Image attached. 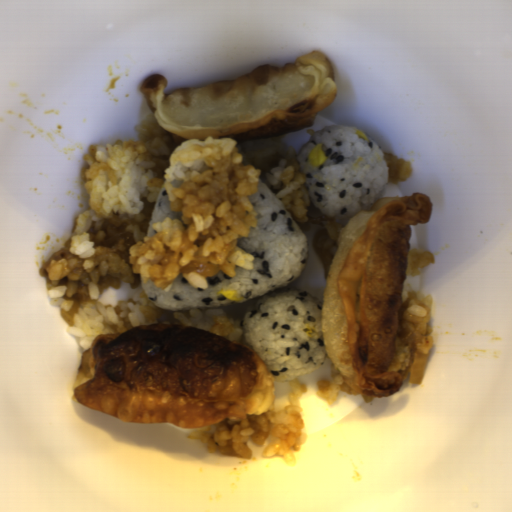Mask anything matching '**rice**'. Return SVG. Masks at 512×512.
<instances>
[{"mask_svg": "<svg viewBox=\"0 0 512 512\" xmlns=\"http://www.w3.org/2000/svg\"><path fill=\"white\" fill-rule=\"evenodd\" d=\"M435 264V257L430 250L413 247L408 252L406 277H416L424 267Z\"/></svg>", "mask_w": 512, "mask_h": 512, "instance_id": "9", "label": "rice"}, {"mask_svg": "<svg viewBox=\"0 0 512 512\" xmlns=\"http://www.w3.org/2000/svg\"><path fill=\"white\" fill-rule=\"evenodd\" d=\"M432 301V296L419 295L413 287L402 283L395 351L387 371L398 372L403 381L411 375L416 352L428 354L435 344L429 325Z\"/></svg>", "mask_w": 512, "mask_h": 512, "instance_id": "5", "label": "rice"}, {"mask_svg": "<svg viewBox=\"0 0 512 512\" xmlns=\"http://www.w3.org/2000/svg\"><path fill=\"white\" fill-rule=\"evenodd\" d=\"M181 216L179 211H175L171 208L169 197L166 188H161L157 194L156 202L149 220L146 235L151 237L156 232L153 226L159 222H163L166 218L170 220H177Z\"/></svg>", "mask_w": 512, "mask_h": 512, "instance_id": "7", "label": "rice"}, {"mask_svg": "<svg viewBox=\"0 0 512 512\" xmlns=\"http://www.w3.org/2000/svg\"><path fill=\"white\" fill-rule=\"evenodd\" d=\"M137 141L91 145L80 176L89 201L62 249L39 268L52 307L85 352L101 334H121L139 324L203 329L246 347L243 320L215 308L168 311L153 304L142 284L153 280L169 290L179 276L193 289L208 277L236 267L254 269V256L238 247L257 228L249 195L259 181L273 192L301 232L315 230L313 244L328 278L339 235L349 220L318 210L304 184L298 151L283 134L237 142L230 137L184 139L162 128L153 114L134 127ZM166 188L177 220H149L161 188ZM128 222L135 244L130 263L103 247V221ZM114 275L119 289L96 288L102 275Z\"/></svg>", "mask_w": 512, "mask_h": 512, "instance_id": "1", "label": "rice"}, {"mask_svg": "<svg viewBox=\"0 0 512 512\" xmlns=\"http://www.w3.org/2000/svg\"><path fill=\"white\" fill-rule=\"evenodd\" d=\"M329 368L330 376H325L320 379H317V389L314 392L317 396L322 397L329 407L332 404L336 403L340 393H345L353 396L360 395L363 397L366 403H369L372 400H374L375 397L361 395L352 386H350L342 377L339 368L335 367L331 360L329 361Z\"/></svg>", "mask_w": 512, "mask_h": 512, "instance_id": "6", "label": "rice"}, {"mask_svg": "<svg viewBox=\"0 0 512 512\" xmlns=\"http://www.w3.org/2000/svg\"><path fill=\"white\" fill-rule=\"evenodd\" d=\"M383 154L388 169V182L400 183L407 181L412 176L414 169L410 161H405L389 153Z\"/></svg>", "mask_w": 512, "mask_h": 512, "instance_id": "8", "label": "rice"}, {"mask_svg": "<svg viewBox=\"0 0 512 512\" xmlns=\"http://www.w3.org/2000/svg\"><path fill=\"white\" fill-rule=\"evenodd\" d=\"M247 198L257 227L251 226L237 247L253 256V269L236 266L232 276L222 271L210 275L206 288H193L183 275L169 289L157 288L153 279L141 287L153 305L171 312L239 303L220 290H239L241 302L256 298L242 319L245 345L257 353L274 382H282L324 365V302L302 289L288 288L305 268L309 241L281 201L261 180ZM306 324L316 329L315 337L306 335Z\"/></svg>", "mask_w": 512, "mask_h": 512, "instance_id": "2", "label": "rice"}, {"mask_svg": "<svg viewBox=\"0 0 512 512\" xmlns=\"http://www.w3.org/2000/svg\"><path fill=\"white\" fill-rule=\"evenodd\" d=\"M358 128L332 125L314 133L296 159L304 174L303 187L316 209L335 220L349 221L383 198L389 169L379 146ZM361 131V130H360ZM321 144L328 159L319 167L309 164L311 148Z\"/></svg>", "mask_w": 512, "mask_h": 512, "instance_id": "3", "label": "rice"}, {"mask_svg": "<svg viewBox=\"0 0 512 512\" xmlns=\"http://www.w3.org/2000/svg\"><path fill=\"white\" fill-rule=\"evenodd\" d=\"M292 392L288 406L276 411L273 403L260 415H247L245 418L230 420L224 418L218 423L192 428L188 434L192 440L201 441L205 452L234 456L249 460L252 452L251 442L263 446L264 458L281 456L286 465L295 464L294 453L299 451L306 441V430L301 413L300 398L307 392V383L297 377L288 379Z\"/></svg>", "mask_w": 512, "mask_h": 512, "instance_id": "4", "label": "rice"}]
</instances>
